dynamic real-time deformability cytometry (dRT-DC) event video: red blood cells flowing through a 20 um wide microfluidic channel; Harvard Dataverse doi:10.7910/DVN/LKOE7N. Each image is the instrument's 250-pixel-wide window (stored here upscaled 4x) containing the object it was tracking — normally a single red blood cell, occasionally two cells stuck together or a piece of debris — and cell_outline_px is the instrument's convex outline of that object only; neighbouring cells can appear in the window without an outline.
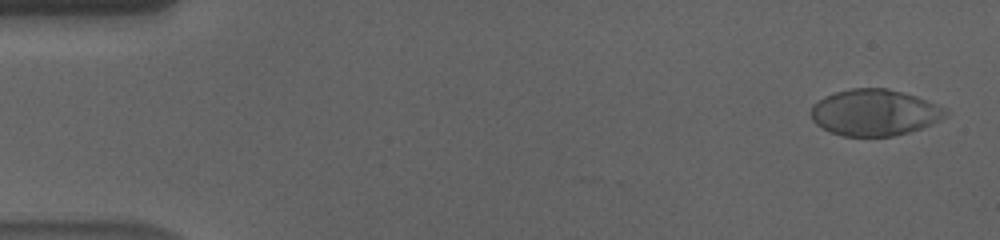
{"species": "human", "species_latin": "Homo sapiens", "temperature_condition": "cold", "stored_images_in_passage": 57, "camera_frame_rate_fps": 3000, "um_per_image_px": 0.085, "donor": {"sex": "male"}, "frame": {"image": 1, "passage_image": 2, "time_ms": 0.333, "image_size_px": [1000, 240], "cell_outline_px": [[948, 112], [940, 120], [920, 128], [908, 132], [892, 136], [844, 136], [832, 132], [816, 124], [812, 120], [808, 112], [812, 104], [824, 96], [836, 92], [852, 88], [888, 88], [916, 96], [948, 108]], "centroid_in_image_um": [74.31, 9.55], "position_along_channel_um": 10.7, "area_um2": 36.41}}
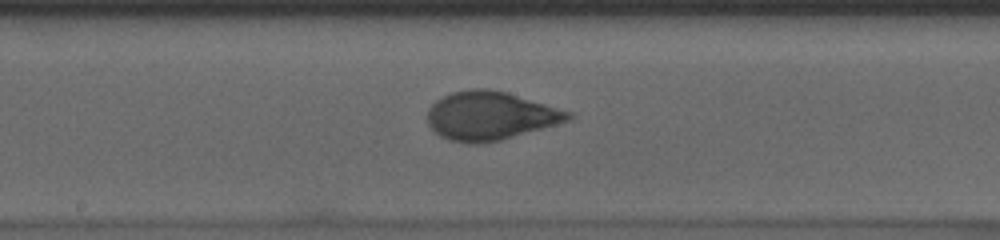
{"frame": {"image": 2, "passage_image": 30, "time_ms": 9.667, "image_size_px": [1000, 240], "cell_outline_px": [[572, 120], [500, 140], [480, 144], [468, 144], [448, 140], [440, 136], [428, 124], [428, 108], [436, 100], [452, 92], [472, 88], [488, 88], [504, 92], [572, 112]], "centroid_in_image_um": [41.65, 9.85], "position_along_channel_um": 206.6, "area_um2": 39.59}}
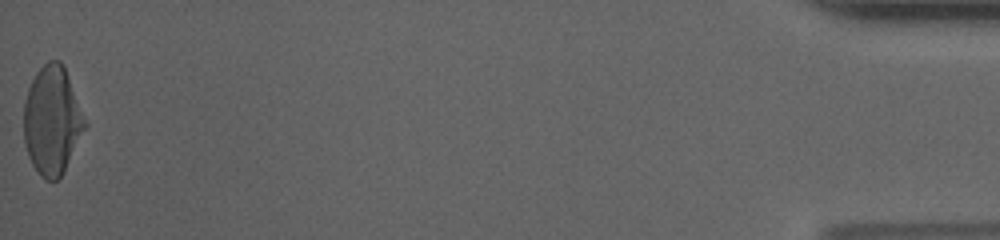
{"frame": {"image": 3, "passage_image": 57, "time_ms": 18.667, "image_size_px": [1000, 240], "cell_outline_px": [[88, 124], [64, 172], [56, 180], [44, 180], [40, 176], [32, 164], [28, 156], [24, 140], [24, 100], [28, 88], [36, 72], [48, 60], [60, 60], [64, 64]], "centroid_in_image_um": [4.44, 10.23], "position_along_channel_um": 430.8, "area_um2": 38.96}, "authors_computed_cell_mechanics": {"area_um2": 38.4948, "velocity_mm_per_s": 3.5634, "shape_relaxation_time_tau1_ms": 4.5956, "shape_relaxation_time_tau2_ms": null, "deformation_change_tau1": 0.1867, "deformation_change_tau2": null}}